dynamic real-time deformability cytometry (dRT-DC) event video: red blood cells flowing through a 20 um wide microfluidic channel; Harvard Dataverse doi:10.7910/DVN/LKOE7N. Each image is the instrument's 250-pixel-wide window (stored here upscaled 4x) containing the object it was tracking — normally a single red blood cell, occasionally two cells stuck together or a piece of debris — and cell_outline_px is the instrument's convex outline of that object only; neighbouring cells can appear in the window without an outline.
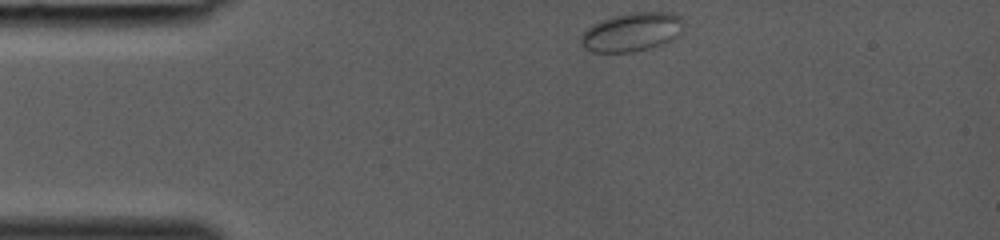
{"species": "common noctule bat (a hibernating species)", "species_latin": "Nyctalus noctula", "temperature_condition": "room temperature", "stored_images_in_passage": 27, "camera_frame_rate_fps": 3000, "um_per_image_px": 0.085, "animal": {"sex": "female", "body_mass_g": 19.0, "forearm_length_mm": 53.3}, "frame": {"image": 1, "passage_image": 1, "time_ms": 0.0, "image_size_px": [1000, 240], "cell_outline_px": [[684, 24], [680, 32], [672, 40], [636, 52], [592, 52], [584, 48], [580, 40], [580, 36], [592, 24], [628, 12], [668, 12], [680, 16], [684, 20]], "centroid_in_image_um": [53.71, 2.72], "position_along_channel_um": 31.3, "area_um2": 23.06}}